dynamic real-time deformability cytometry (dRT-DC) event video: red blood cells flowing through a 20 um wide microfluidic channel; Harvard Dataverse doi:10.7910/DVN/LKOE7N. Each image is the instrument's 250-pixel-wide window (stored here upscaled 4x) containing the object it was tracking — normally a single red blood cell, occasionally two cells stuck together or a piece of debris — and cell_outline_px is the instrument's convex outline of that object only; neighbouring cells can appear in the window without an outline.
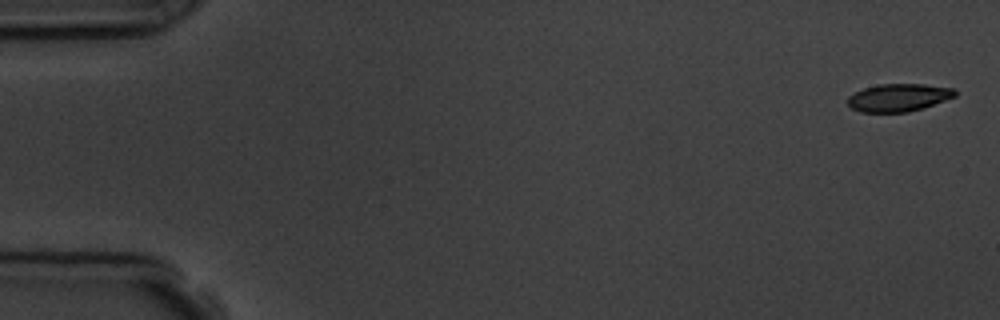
{"species": "common noctule bat (a hibernating species)", "species_latin": "Nyctalus noctula", "temperature_condition": "room temperature", "stored_images_in_passage": 5, "camera_frame_rate_fps": 3000, "um_per_image_px": 0.085, "animal": {"sex": "male", "body_mass_g": 19.5, "forearm_length_mm": 54.6}, "frame": {"image": 1, "passage_image": 1, "time_ms": 0.0, "image_size_px": [1000, 320], "cell_outline_px": [[956, 96], [924, 108], [908, 112], [860, 112], [852, 108], [848, 104], [848, 96], [864, 88], [880, 84], [924, 84], [956, 88]], "centroid_in_image_um": [76.41, 8.29], "position_along_channel_um": 8.6, "area_um2": 17.4}}
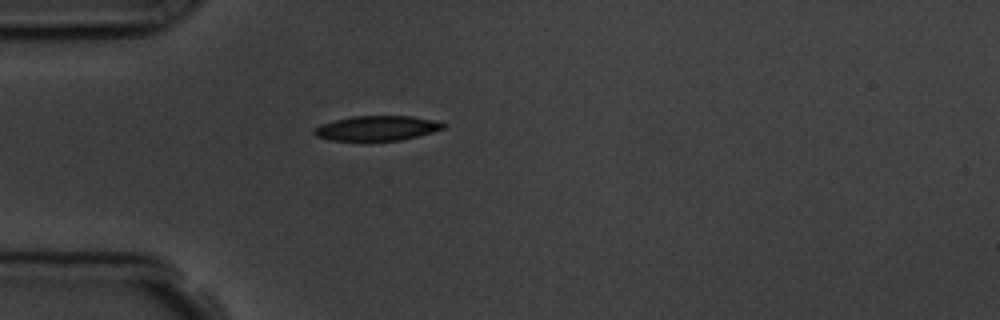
{"frame": {"image": 2, "passage_image": 5, "time_ms": 4.667, "image_size_px": [1000, 320], "cell_outline_px": [[448, 124], [444, 128], [432, 132], [400, 140], [364, 144], [328, 140], [316, 136], [312, 132], [312, 128], [320, 124], [352, 116], [412, 116], [432, 120]], "centroid_in_image_um": [31.94, 10.95], "position_along_channel_um": 53.1, "area_um2": 19.59}}